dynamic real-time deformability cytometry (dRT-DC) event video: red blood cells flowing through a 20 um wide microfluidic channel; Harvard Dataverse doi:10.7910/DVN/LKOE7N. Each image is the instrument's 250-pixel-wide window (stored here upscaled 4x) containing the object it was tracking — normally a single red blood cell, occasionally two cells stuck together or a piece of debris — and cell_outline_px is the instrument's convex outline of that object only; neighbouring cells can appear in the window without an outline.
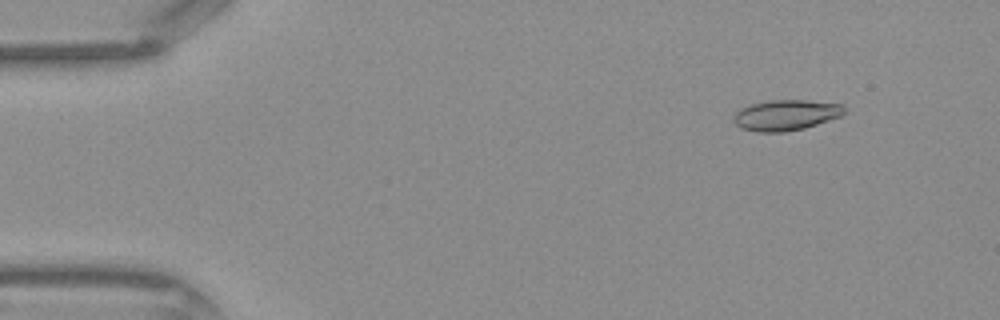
{"species": "Egyptian fruit bat (a non-hibernating species)", "species_latin": "Rousettus aegyptiacus", "temperature_condition": "warm", "stored_images_in_passage": 44, "camera_frame_rate_fps": 3000, "um_per_image_px": 0.085, "frame": {"image": 1, "passage_image": 5, "time_ms": 1.333, "image_size_px": [1000, 320], "cell_outline_px": [[844, 112], [840, 116], [804, 128], [784, 132], [756, 132], [740, 128], [732, 120], [732, 116], [740, 108], [752, 104], [768, 100], [804, 100], [840, 104], [844, 108]], "centroid_in_image_um": [66.72, 9.79], "position_along_channel_um": 18.3, "area_um2": 19.65}}
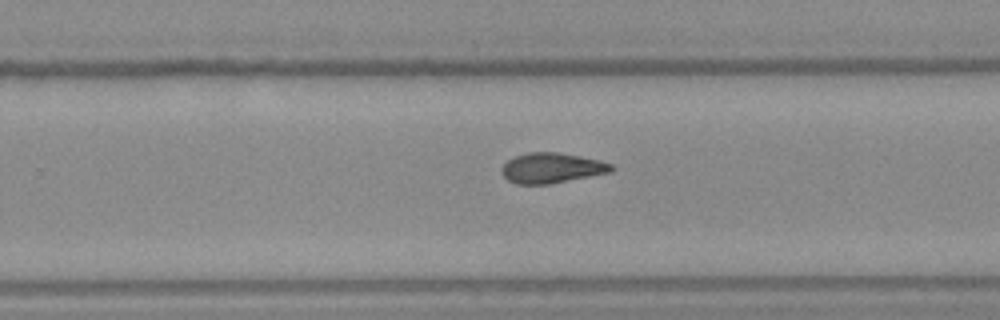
{"frame": {"image": 2, "passage_image": 28, "time_ms": 9.0, "image_size_px": [1000, 320], "cell_outline_px": [[616, 168], [612, 172], [548, 184], [516, 184], [508, 180], [500, 172], [500, 168], [508, 160], [516, 156], [528, 152], [556, 152], [580, 156], [612, 164]], "centroid_in_image_um": [46.88, 14.28], "position_along_channel_um": 282.9, "area_um2": 19.25}}
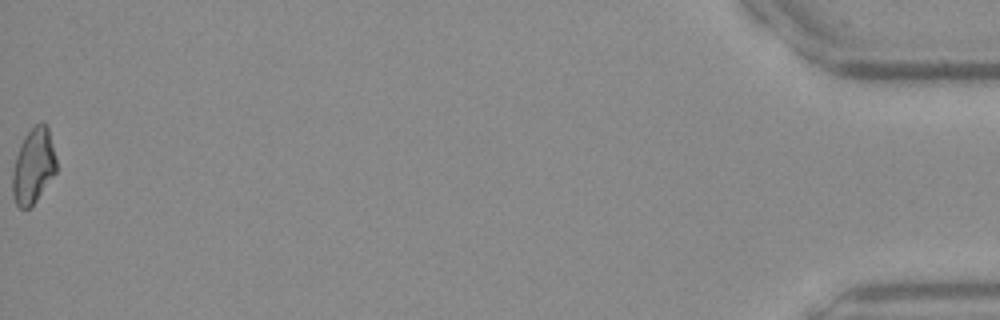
{"frame": {"image": 3, "passage_image": 44, "time_ms": 14.333, "image_size_px": [1000, 320], "cell_outline_px": [[56, 172], [36, 200], [28, 208], [20, 208], [16, 204], [12, 196], [12, 172], [16, 156], [20, 144], [24, 136], [36, 124], [48, 124], [56, 160]], "centroid_in_image_um": [2.82, 14.11], "position_along_channel_um": 432.4, "area_um2": 19.07}}